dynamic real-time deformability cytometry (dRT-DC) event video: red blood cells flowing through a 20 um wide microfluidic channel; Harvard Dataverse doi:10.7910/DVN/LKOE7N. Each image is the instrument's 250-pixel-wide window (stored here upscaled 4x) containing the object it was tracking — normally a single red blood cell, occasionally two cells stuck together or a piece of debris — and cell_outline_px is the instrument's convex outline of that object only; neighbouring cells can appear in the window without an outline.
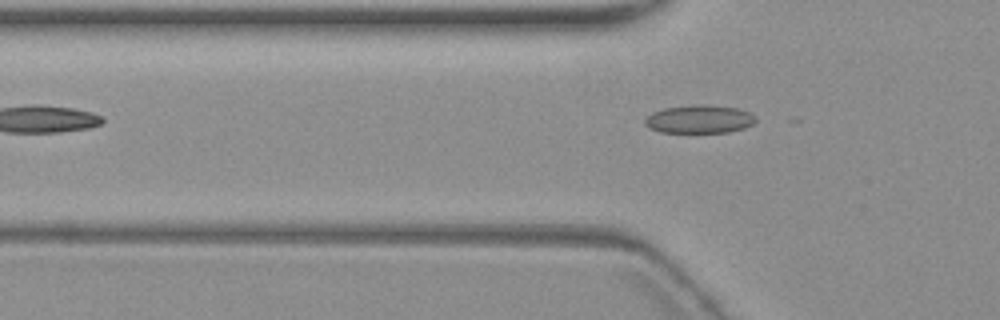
{"species": "common noctule bat (a hibernating species)", "species_latin": "Nyctalus noctula", "temperature_condition": "warm", "stored_images_in_passage": 5, "camera_frame_rate_fps": 3000, "um_per_image_px": 0.085, "animal": {"sex": "female", "body_mass_g": 19.3, "forearm_length_mm": 54.1}, "frame": {"image": 1, "passage_image": 5, "time_ms": 6.0, "image_size_px": [1000, 320], "cell_outline_px": [[756, 120], [752, 124], [744, 128], [728, 132], [660, 132], [648, 128], [644, 124], [644, 120], [652, 112], [664, 108], [736, 108], [748, 112], [756, 116]], "centroid_in_image_um": [59.41, 10.2], "position_along_channel_um": 66.4, "area_um2": 17.05}}